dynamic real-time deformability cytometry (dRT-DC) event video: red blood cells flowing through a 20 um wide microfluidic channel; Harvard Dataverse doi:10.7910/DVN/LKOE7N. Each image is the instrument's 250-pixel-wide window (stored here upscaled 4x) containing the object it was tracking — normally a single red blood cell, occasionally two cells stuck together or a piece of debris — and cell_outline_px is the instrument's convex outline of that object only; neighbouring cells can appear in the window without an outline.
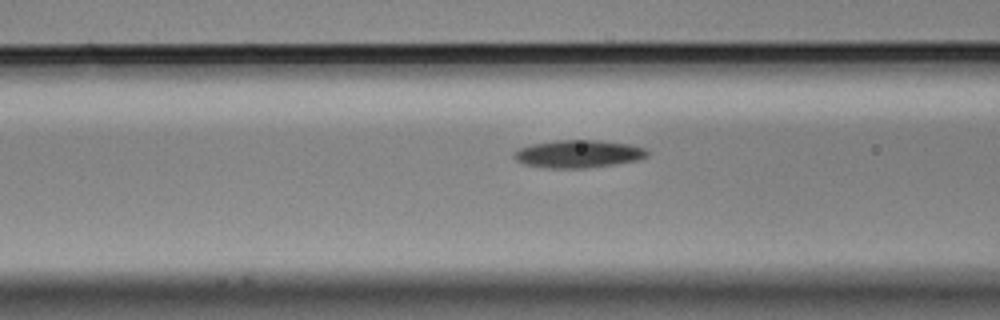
{"species": "Egyptian fruit bat (a non-hibernating species)", "species_latin": "Rousettus aegyptiacus", "temperature_condition": "cold", "stored_images_in_passage": 20, "camera_frame_rate_fps": 3000, "um_per_image_px": 0.085, "animal": {"sex": "male"}, "frame": {"image": 1, "passage_image": 18, "time_ms": 5.667, "image_size_px": [1000, 320], "cell_outline_px": [[648, 156], [640, 160], [584, 168], [548, 168], [524, 164], [516, 160], [512, 156], [512, 152], [520, 148], [532, 144], [552, 140], [600, 140], [632, 144], [648, 148]], "centroid_in_image_um": [49.18, 13.07], "position_along_channel_um": 117.4, "area_um2": 21.79}}